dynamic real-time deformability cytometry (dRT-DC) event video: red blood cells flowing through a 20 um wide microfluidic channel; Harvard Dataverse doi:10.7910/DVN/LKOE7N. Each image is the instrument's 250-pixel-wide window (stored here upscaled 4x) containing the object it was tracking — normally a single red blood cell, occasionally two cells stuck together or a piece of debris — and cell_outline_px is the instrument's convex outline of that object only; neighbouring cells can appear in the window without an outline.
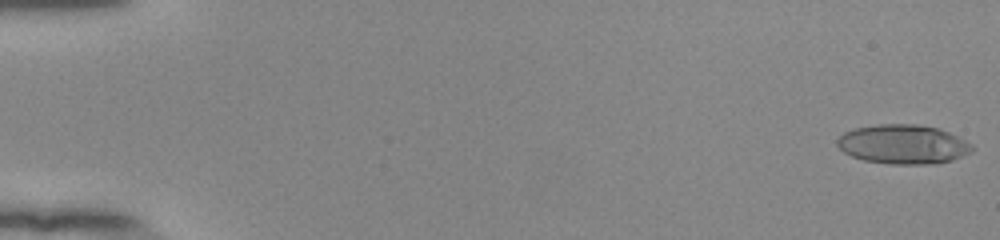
{"species": "human", "species_latin": "Homo sapiens", "temperature_condition": "room temperature", "stored_images_in_passage": 54, "camera_frame_rate_fps": 3000, "um_per_image_px": 0.085, "donor": {"sex": "female"}, "frame": {"image": 1, "passage_image": 1, "time_ms": 0.0, "image_size_px": [1000, 240], "cell_outline_px": [[972, 152], [952, 160], [936, 164], [888, 164], [864, 160], [852, 156], [844, 152], [836, 144], [836, 140], [844, 132], [856, 128], [880, 124], [916, 124], [940, 128], [972, 144]], "centroid_in_image_um": [76.76, 12.27], "position_along_channel_um": 8.2, "area_um2": 30.87}}
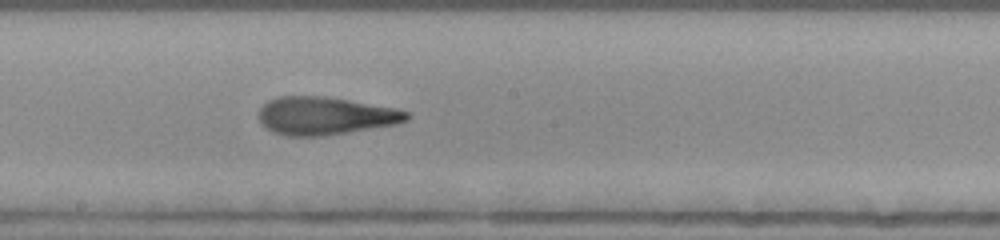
{"frame": {"image": 2, "passage_image": 31, "time_ms": 10.0, "image_size_px": [1000, 240], "cell_outline_px": [[412, 116], [408, 120], [396, 124], [324, 136], [288, 136], [272, 132], [260, 120], [260, 108], [268, 100], [276, 96], [324, 96], [396, 108], [408, 112]], "centroid_in_image_um": [27.66, 9.84], "position_along_channel_um": 220.5, "area_um2": 32.54}}
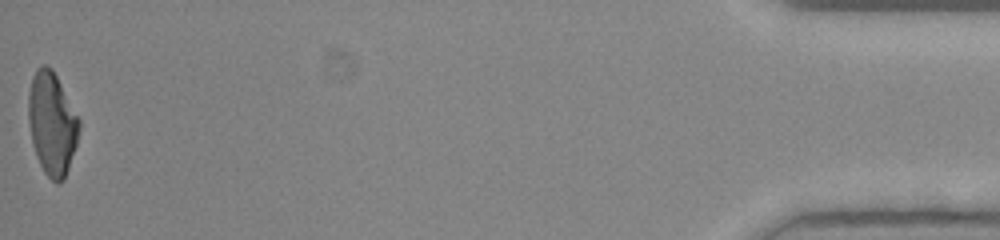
{"frame": {"image": 3, "passage_image": 54, "time_ms": 17.667, "image_size_px": [1000, 240], "cell_outline_px": [[80, 128], [76, 144], [64, 180], [60, 184], [56, 184], [44, 172], [36, 156], [32, 144], [28, 120], [28, 92], [32, 76], [36, 68], [40, 64], [44, 64], [52, 68], [80, 120]], "centroid_in_image_um": [4.4, 10.49], "position_along_channel_um": 430.8, "area_um2": 30.52}, "authors_computed_cell_mechanics": {"area_um2": 31.6744, "velocity_mm_per_s": 3.9134, "shape_relaxation_time_tau1_ms": 7.5683, "shape_relaxation_time_tau2_ms": 2.1273, "deformation_change_tau1": 0.3136, "deformation_change_tau2": 0.1277}}